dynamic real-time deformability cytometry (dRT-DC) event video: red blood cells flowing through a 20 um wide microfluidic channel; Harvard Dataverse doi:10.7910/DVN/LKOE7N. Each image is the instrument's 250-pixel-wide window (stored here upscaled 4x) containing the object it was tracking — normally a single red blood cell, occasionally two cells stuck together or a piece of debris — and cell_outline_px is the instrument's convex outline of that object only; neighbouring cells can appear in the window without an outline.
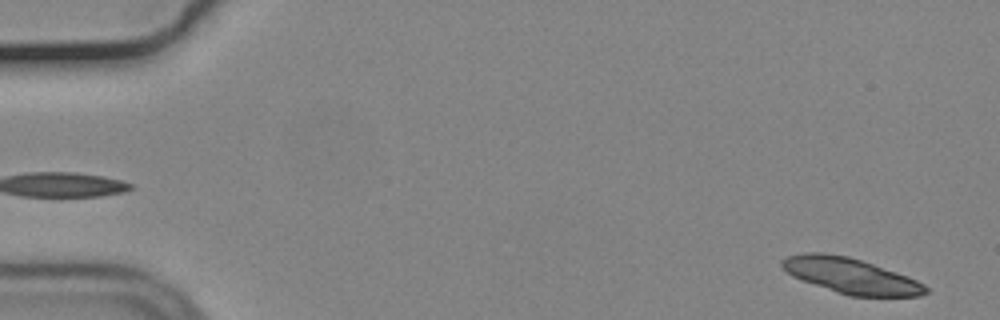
{"species": "common noctule bat (a hibernating species)", "species_latin": "Nyctalus noctula", "temperature_condition": "cold", "stored_images_in_passage": 24, "segment_of_instrument_passage": [1, 2], "camera_frame_rate_fps": 3000, "um_per_image_px": 0.085, "animal": {"sex": "male", "body_mass_g": 19.2, "forearm_length_mm": 51.8}, "frame": {"image": 1, "passage_image": 2, "time_ms": 0.333, "image_size_px": [1000, 320], "cell_outline_px": [[928, 292], [920, 296], [848, 296], [836, 292], [792, 276], [780, 264], [780, 260], [788, 256], [804, 252], [824, 252], [848, 256], [908, 276], [924, 284], [928, 288]], "centroid_in_image_um": [72.31, 23.43], "position_along_channel_um": 12.7, "area_um2": 29.48}}